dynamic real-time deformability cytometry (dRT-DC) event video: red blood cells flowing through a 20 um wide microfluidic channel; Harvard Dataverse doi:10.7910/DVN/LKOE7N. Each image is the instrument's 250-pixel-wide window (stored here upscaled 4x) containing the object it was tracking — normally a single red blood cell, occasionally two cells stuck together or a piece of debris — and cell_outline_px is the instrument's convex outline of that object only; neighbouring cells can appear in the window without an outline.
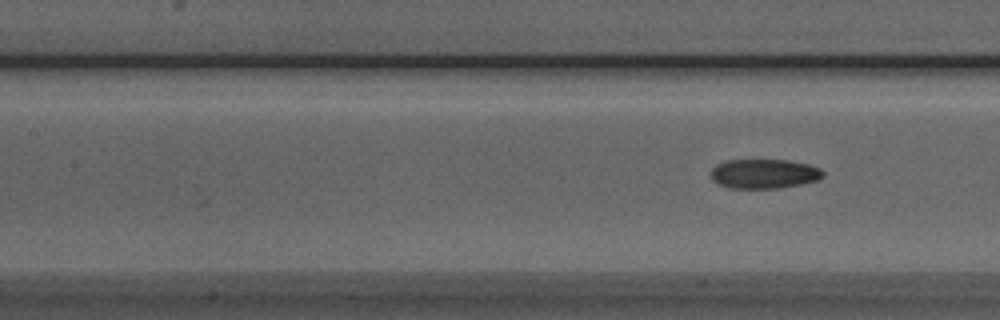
{"species": "Egyptian fruit bat (a non-hibernating species)", "species_latin": "Rousettus aegyptiacus", "temperature_condition": "room temperature", "stored_images_in_passage": 5, "camera_frame_rate_fps": 3000, "um_per_image_px": 0.085, "animal": {"sex": "male"}, "frame": {"image": 1, "passage_image": 5, "time_ms": 5.333, "image_size_px": [1000, 320], "cell_outline_px": [[824, 176], [816, 180], [800, 184], [780, 188], [728, 188], [716, 184], [712, 180], [712, 168], [716, 164], [728, 160], [788, 160], [808, 164], [820, 168], [824, 172]], "centroid_in_image_um": [64.93, 14.77], "position_along_channel_um": 142.5, "area_um2": 19.31}}